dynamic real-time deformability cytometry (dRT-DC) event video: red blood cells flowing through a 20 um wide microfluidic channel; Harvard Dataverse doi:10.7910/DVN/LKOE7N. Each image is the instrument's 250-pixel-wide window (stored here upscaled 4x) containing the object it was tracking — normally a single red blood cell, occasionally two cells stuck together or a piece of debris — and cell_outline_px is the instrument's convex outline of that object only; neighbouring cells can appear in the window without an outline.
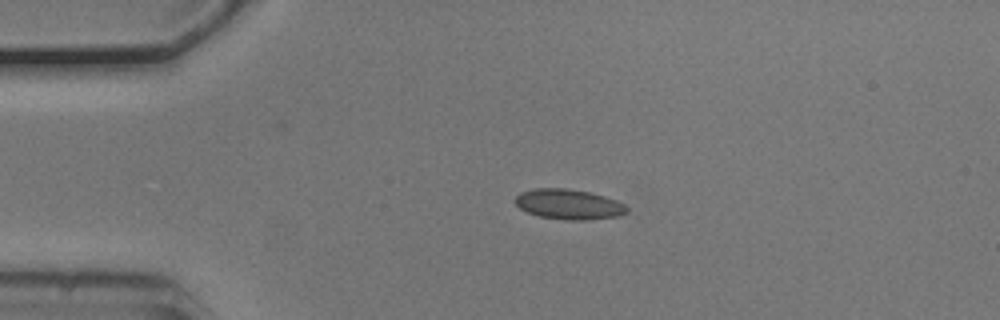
{"species": "common noctule bat (a hibernating species)", "species_latin": "Nyctalus noctula", "temperature_condition": "cold", "stored_images_in_passage": 43, "camera_frame_rate_fps": 3000, "um_per_image_px": 0.085, "animal": {"sex": "male", "body_mass_g": 20.5, "forearm_length_mm": 52.5}, "frame": {"image": 1, "passage_image": 1, "time_ms": 0.0, "image_size_px": [1000, 320], "cell_outline_px": [[628, 212], [620, 216], [584, 220], [568, 220], [540, 216], [528, 212], [520, 208], [512, 200], [520, 192], [536, 188], [568, 188], [588, 192], [604, 196], [616, 200], [624, 204], [628, 208]], "centroid_in_image_um": [48.34, 17.36], "position_along_channel_um": 36.7, "area_um2": 19.65}}
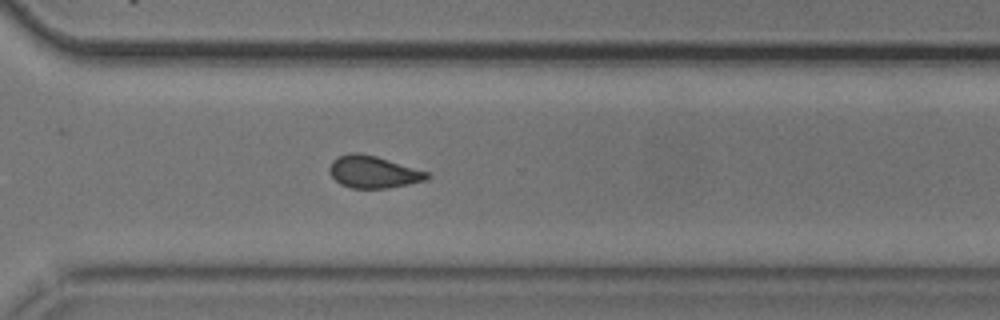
{"frame": {"image": 2, "passage_image": 28, "time_ms": 9.0, "image_size_px": [1000, 320], "cell_outline_px": [[432, 176], [424, 180], [408, 184], [388, 188], [352, 188], [340, 184], [328, 172], [328, 168], [332, 160], [336, 156], [352, 152], [356, 152], [376, 156], [428, 172]], "centroid_in_image_um": [31.69, 14.61], "position_along_channel_um": 338.9, "area_um2": 18.26}}
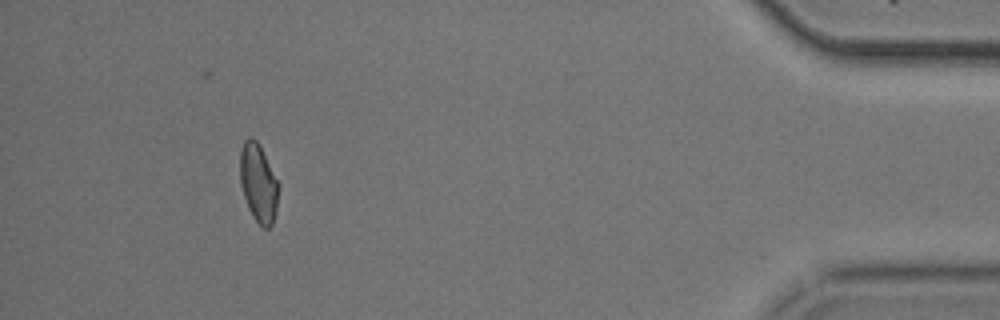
{"frame": {"image": 3, "passage_image": 39, "time_ms": 12.667, "image_size_px": [1000, 320], "cell_outline_px": [[280, 184], [276, 212], [272, 224], [268, 228], [264, 228], [252, 216], [248, 208], [240, 184], [240, 148], [244, 140], [248, 136], [252, 136], [256, 140]], "centroid_in_image_um": [21.96, 15.55], "position_along_channel_um": 413.2, "area_um2": 17.69}, "authors_computed_cell_mechanics": {"area_um2": 18.2648, "velocity_mm_per_s": 3.7209, "shape_relaxation_time_tau1_ms": 5.4399, "shape_relaxation_time_tau2_ms": 2.9907, "deformation_change_tau1": 0.0912, "deformation_change_tau2": 0.0594}}